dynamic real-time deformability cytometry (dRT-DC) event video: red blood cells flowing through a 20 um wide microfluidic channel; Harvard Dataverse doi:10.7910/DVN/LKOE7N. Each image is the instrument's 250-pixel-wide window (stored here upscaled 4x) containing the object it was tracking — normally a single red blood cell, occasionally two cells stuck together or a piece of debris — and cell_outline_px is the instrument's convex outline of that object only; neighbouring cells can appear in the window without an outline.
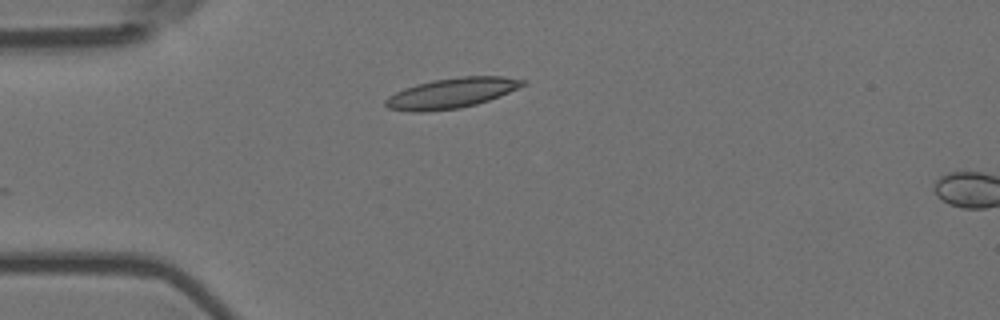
{"species": "Egyptian fruit bat (a non-hibernating species)", "species_latin": "Rousettus aegyptiacus", "temperature_condition": "room temperature", "stored_images_in_passage": 3, "camera_frame_rate_fps": 3000, "um_per_image_px": 0.085, "animal": {"sex": "female"}, "frame": {"image": 1, "passage_image": 3, "time_ms": 0.667, "image_size_px": [1000, 320], "cell_outline_px": [[528, 84], [500, 96], [476, 104], [460, 108], [424, 112], [412, 112], [388, 108], [384, 104], [384, 100], [388, 96], [404, 88], [416, 84], [432, 80], [460, 76], [504, 76], [528, 80]], "centroid_in_image_um": [38.41, 7.9], "position_along_channel_um": 46.6, "area_um2": 24.39}}